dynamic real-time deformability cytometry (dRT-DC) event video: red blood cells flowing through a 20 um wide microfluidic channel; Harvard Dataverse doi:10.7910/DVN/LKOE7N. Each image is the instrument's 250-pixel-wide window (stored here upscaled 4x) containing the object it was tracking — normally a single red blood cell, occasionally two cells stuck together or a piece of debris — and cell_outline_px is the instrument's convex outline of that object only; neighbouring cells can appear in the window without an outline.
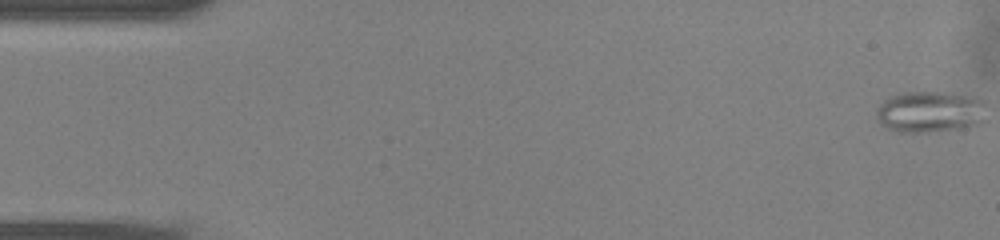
{"species": "common noctule bat (a hibernating species)", "species_latin": "Nyctalus noctula", "temperature_condition": "warm", "stored_images_in_passage": 50, "camera_frame_rate_fps": 3000, "um_per_image_px": 0.085, "animal": {"sex": "male", "body_mass_g": 13.0, "forearm_length_mm": 53.1}, "frame": {"image": 1, "passage_image": 1, "time_ms": 0.0, "image_size_px": [1000, 240], "cell_outline_px": [[984, 120], [980, 124], [968, 128], [924, 132], [896, 132], [880, 124], [876, 116], [876, 108], [884, 100], [892, 96], [904, 92], [944, 92], [976, 96], [984, 100]], "centroid_in_image_um": [79.07, 9.51], "position_along_channel_um": 5.9, "area_um2": 26.93}}
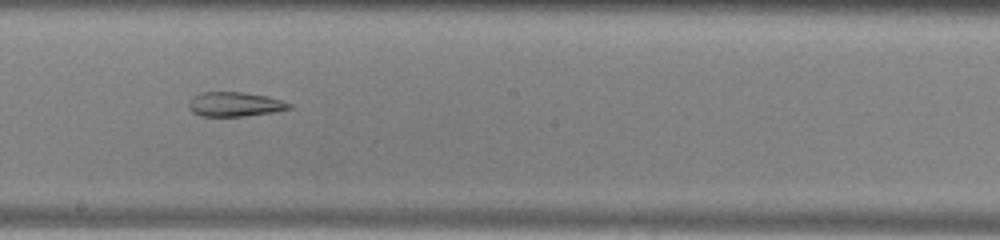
{"frame": {"image": 2, "passage_image": 28, "time_ms": 9.0, "image_size_px": [1000, 240], "cell_outline_px": [[292, 108], [272, 112], [244, 116], [200, 116], [192, 112], [188, 108], [188, 104], [192, 96], [200, 92], [244, 92], [268, 96], [292, 104]], "centroid_in_image_um": [19.92, 8.86], "position_along_channel_um": 228.3, "area_um2": 14.39}}
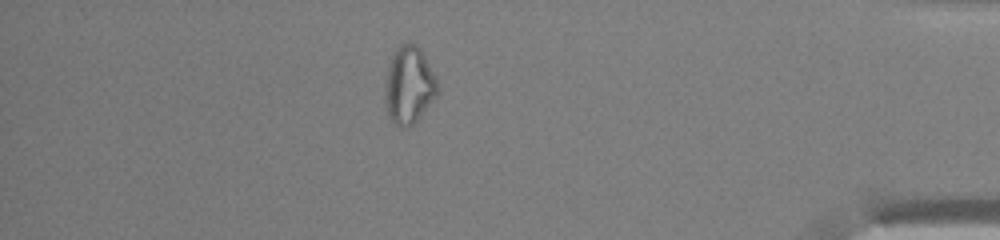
{"frame": {"image": 3, "passage_image": 44, "time_ms": 14.333, "image_size_px": [1000, 240], "cell_outline_px": [[440, 92], [420, 116], [412, 124], [404, 128], [400, 128], [388, 116], [384, 104], [384, 88], [388, 68], [392, 56], [396, 48], [400, 44], [408, 40], [416, 44], [420, 48], [436, 76], [440, 88]], "centroid_in_image_um": [34.77, 7.22], "position_along_channel_um": 400.4, "area_um2": 24.1}, "authors_computed_cell_mechanics": {"area_um2": 21.8484, "velocity_mm_per_s": 4.0763, "shape_relaxation_time_tau1_ms": null, "shape_relaxation_time_tau2_ms": 3.1006, "deformation_change_tau1": null, "deformation_change_tau2": 0.1138}}